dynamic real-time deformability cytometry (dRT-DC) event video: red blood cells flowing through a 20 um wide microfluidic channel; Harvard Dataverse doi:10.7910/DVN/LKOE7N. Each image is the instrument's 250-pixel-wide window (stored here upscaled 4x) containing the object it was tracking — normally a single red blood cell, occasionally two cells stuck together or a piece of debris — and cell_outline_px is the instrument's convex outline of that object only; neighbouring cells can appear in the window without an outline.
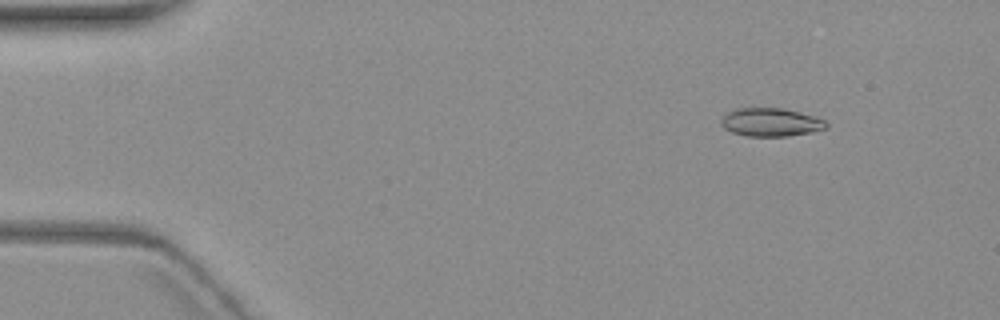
{"species": "common noctule bat (a hibernating species)", "species_latin": "Nyctalus noctula", "temperature_condition": "warm", "stored_images_in_passage": 12, "camera_frame_rate_fps": 3000, "um_per_image_px": 0.085, "animal": {"sex": "female", "body_mass_g": 19.3, "forearm_length_mm": 54.1}, "frame": {"image": 1, "passage_image": 1, "time_ms": 0.0, "image_size_px": [1000, 320], "cell_outline_px": [[828, 128], [812, 132], [788, 136], [748, 136], [732, 132], [724, 128], [720, 124], [720, 120], [728, 112], [736, 108], [784, 108], [816, 116], [824, 120], [828, 124]], "centroid_in_image_um": [65.54, 10.39], "position_along_channel_um": 19.5, "area_um2": 17.46}}
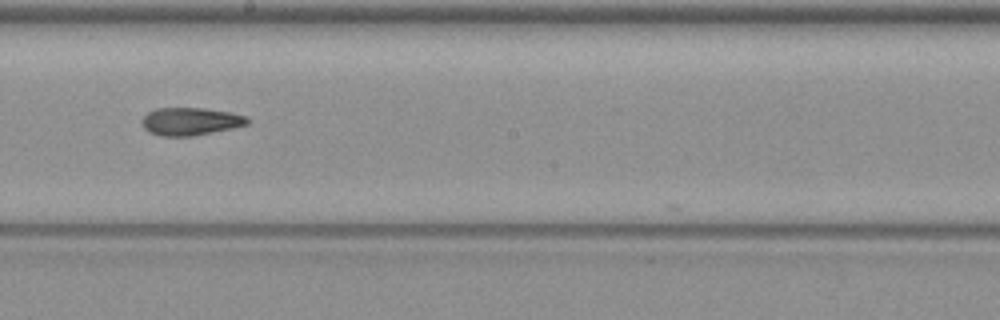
{"frame": {"image": 2, "passage_image": 7, "time_ms": 8.667, "image_size_px": [1000, 320], "cell_outline_px": [[248, 124], [232, 128], [192, 136], [160, 136], [148, 132], [144, 128], [140, 120], [148, 112], [156, 108], [204, 108], [232, 112], [248, 116]], "centroid_in_image_um": [16.17, 10.31], "position_along_channel_um": 232.0, "area_um2": 17.17}}
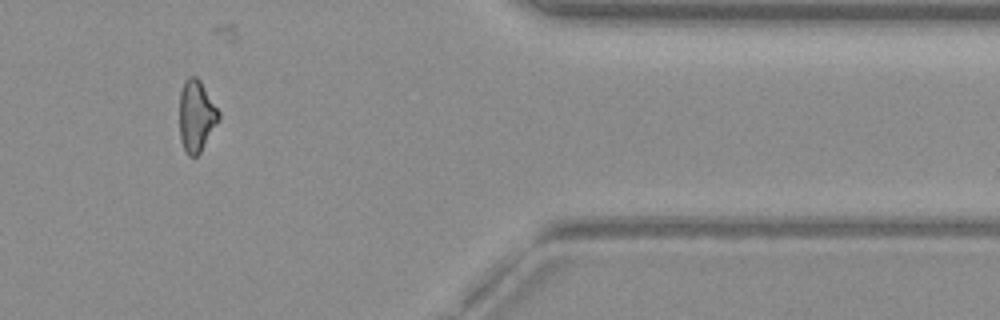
{"frame": {"image": 3, "passage_image": 11, "time_ms": 14.0, "image_size_px": [1000, 320], "cell_outline_px": [[220, 120], [200, 152], [196, 156], [188, 156], [180, 140], [180, 92], [184, 80], [188, 76], [196, 76], [200, 80], [220, 112]], "centroid_in_image_um": [16.7, 9.84], "position_along_channel_um": 394.7, "area_um2": 16.42}}